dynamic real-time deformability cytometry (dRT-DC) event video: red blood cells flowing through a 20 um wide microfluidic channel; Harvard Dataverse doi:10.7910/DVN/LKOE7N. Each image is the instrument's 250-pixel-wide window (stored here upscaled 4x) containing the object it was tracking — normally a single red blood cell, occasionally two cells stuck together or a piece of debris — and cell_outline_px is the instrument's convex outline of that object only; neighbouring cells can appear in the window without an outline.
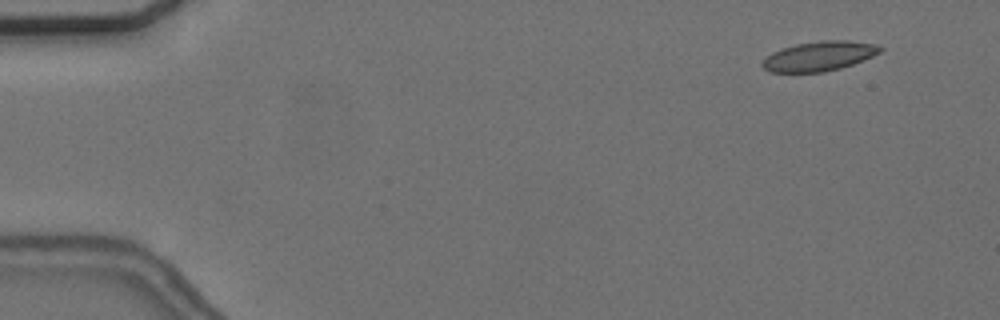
{"species": "common noctule bat (a hibernating species)", "species_latin": "Nyctalus noctula", "temperature_condition": "cold", "stored_images_in_passage": 55, "camera_frame_rate_fps": 3000, "um_per_image_px": 0.085, "animal": {"sex": "female", "body_mass_g": 24.6, "forearm_length_mm": 56.2}, "frame": {"image": 1, "passage_image": 3, "time_ms": 0.667, "image_size_px": [1000, 320], "cell_outline_px": [[884, 48], [880, 52], [872, 56], [852, 64], [840, 68], [824, 72], [772, 72], [764, 68], [760, 64], [772, 52], [796, 44], [820, 40], [848, 40], [876, 44]], "centroid_in_image_um": [69.65, 4.76], "position_along_channel_um": 15.4, "area_um2": 20.17}}
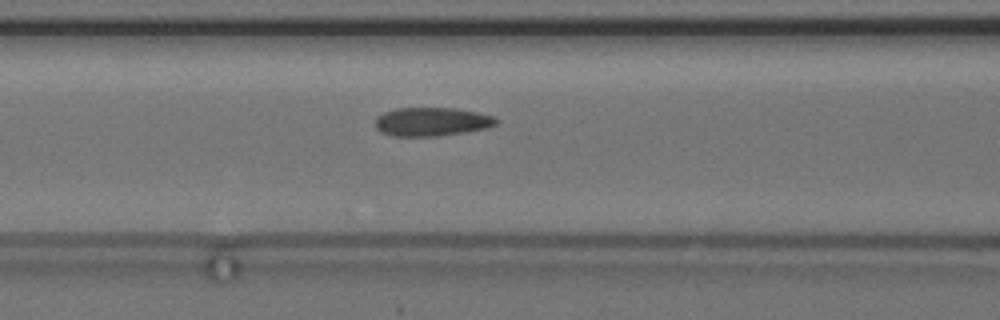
{"frame": {"image": 2, "passage_image": 22, "time_ms": 7.0, "image_size_px": [1000, 320], "cell_outline_px": [[500, 120], [496, 124], [488, 128], [464, 132], [436, 136], [392, 136], [380, 132], [376, 128], [376, 116], [384, 112], [396, 108], [456, 108], [496, 116]], "centroid_in_image_um": [36.71, 10.34], "position_along_channel_um": 129.9, "area_um2": 20.35}}
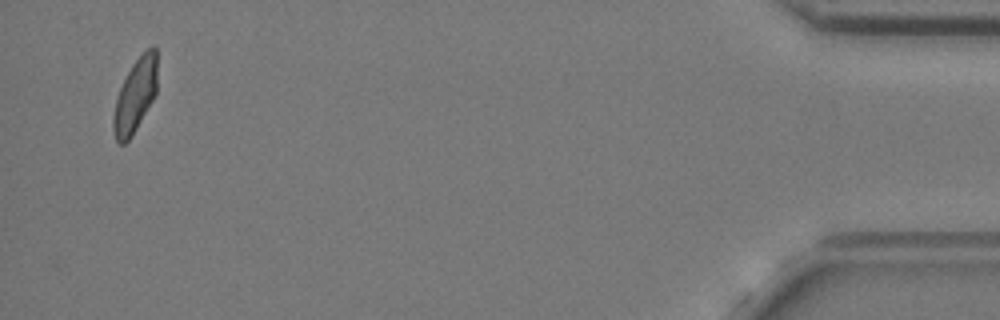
{"frame": {"image": 3, "passage_image": 53, "time_ms": 17.333, "image_size_px": [1000, 320], "cell_outline_px": [[156, 92], [152, 100], [132, 136], [124, 144], [120, 144], [116, 140], [112, 128], [112, 116], [116, 96], [132, 64], [152, 44], [156, 48]], "centroid_in_image_um": [11.46, 8.14], "position_along_channel_um": 423.7, "area_um2": 18.61}, "authors_computed_cell_mechanics": {"area_um2": 20.1722, "velocity_mm_per_s": 3.652, "shape_relaxation_time_tau1_ms": null, "shape_relaxation_time_tau2_ms": 2.2877, "deformation_change_tau1": null, "deformation_change_tau2": 0.0692}}